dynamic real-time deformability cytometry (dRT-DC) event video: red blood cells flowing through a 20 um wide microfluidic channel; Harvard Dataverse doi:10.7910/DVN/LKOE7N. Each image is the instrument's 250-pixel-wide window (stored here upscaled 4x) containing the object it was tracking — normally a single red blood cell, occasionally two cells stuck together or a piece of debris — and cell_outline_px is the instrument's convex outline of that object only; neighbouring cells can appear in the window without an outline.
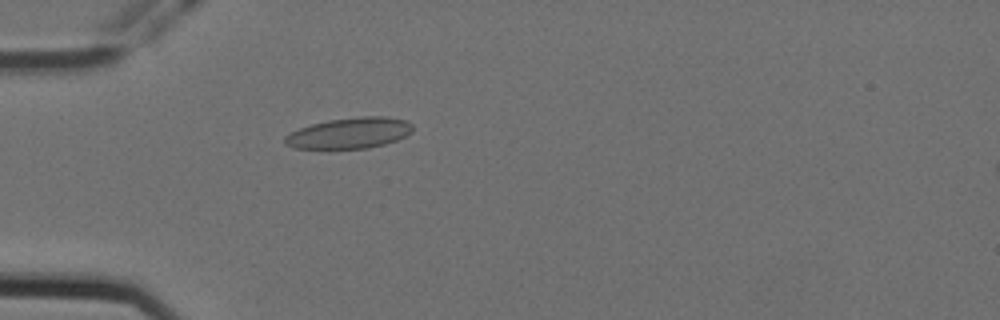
{"species": "Egyptian fruit bat (a non-hibernating species)", "species_latin": "Rousettus aegyptiacus", "temperature_condition": "cold", "stored_images_in_passage": 51, "camera_frame_rate_fps": 3000, "um_per_image_px": 0.085, "animal": {"sex": "female"}, "frame": {"image": 1, "passage_image": 11, "time_ms": 3.333, "image_size_px": [1000, 320], "cell_outline_px": [[412, 132], [396, 140], [384, 144], [368, 148], [292, 148], [284, 144], [284, 136], [300, 128], [312, 124], [328, 120], [360, 116], [384, 116], [408, 120], [412, 124]], "centroid_in_image_um": [29.71, 11.3], "position_along_channel_um": 55.3, "area_um2": 22.95}}
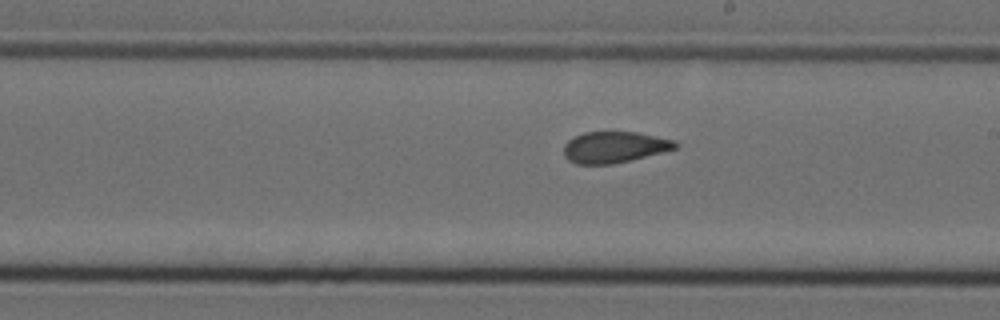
{"frame": {"image": 2, "passage_image": 27, "time_ms": 8.667, "image_size_px": [1000, 320], "cell_outline_px": [[680, 144], [676, 148], [664, 152], [612, 164], [576, 164], [568, 160], [564, 156], [564, 144], [568, 140], [584, 132], [636, 132], [676, 140]], "centroid_in_image_um": [52.23, 12.51], "position_along_channel_um": 236.8, "area_um2": 20.35}}
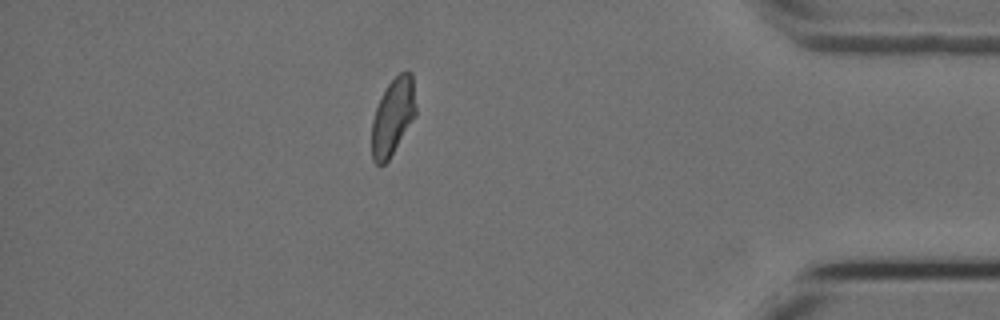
{"frame": {"image": 3, "passage_image": 44, "time_ms": 14.333, "image_size_px": [1000, 320], "cell_outline_px": [[416, 116], [388, 160], [384, 164], [376, 164], [372, 160], [372, 120], [376, 108], [388, 84], [400, 72], [412, 72], [416, 108]], "centroid_in_image_um": [33.41, 9.93], "position_along_channel_um": 401.8, "area_um2": 19.54}, "authors_computed_cell_mechanics": {"area_um2": 21.097, "velocity_mm_per_s": 3.5561, "shape_relaxation_time_tau1_ms": null, "shape_relaxation_time_tau2_ms": 1.6356, "deformation_change_tau1": null, "deformation_change_tau2": 0.0686}}